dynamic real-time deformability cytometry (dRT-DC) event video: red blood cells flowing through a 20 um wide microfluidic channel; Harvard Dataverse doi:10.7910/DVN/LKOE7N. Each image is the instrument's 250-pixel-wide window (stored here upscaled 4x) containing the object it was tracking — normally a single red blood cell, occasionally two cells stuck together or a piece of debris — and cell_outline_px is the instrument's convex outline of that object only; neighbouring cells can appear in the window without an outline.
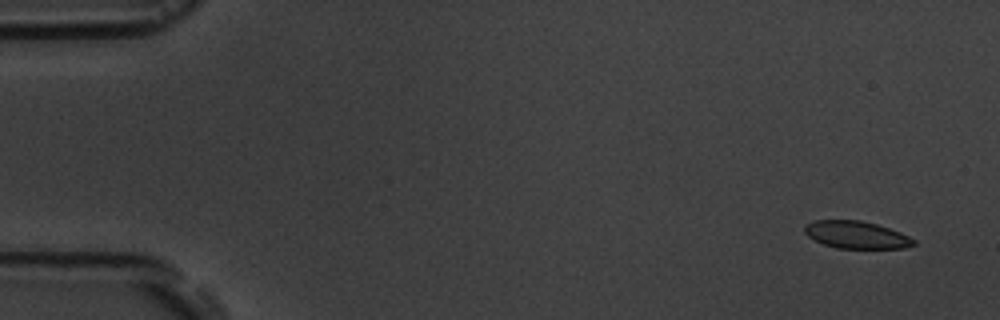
{"species": "common noctule bat (a hibernating species)", "species_latin": "Nyctalus noctula", "temperature_condition": "room temperature", "stored_images_in_passage": 6, "camera_frame_rate_fps": 3000, "um_per_image_px": 0.085, "animal": {"sex": "male", "body_mass_g": 19.5, "forearm_length_mm": 54.6}, "frame": {"image": 1, "passage_image": 1, "time_ms": 0.0, "image_size_px": [1000, 320], "cell_outline_px": [[916, 244], [904, 248], [836, 248], [824, 244], [808, 236], [804, 232], [804, 224], [812, 220], [860, 220], [876, 224], [900, 232], [916, 240]], "centroid_in_image_um": [72.77, 19.95], "position_along_channel_um": 12.2, "area_um2": 17.4}}
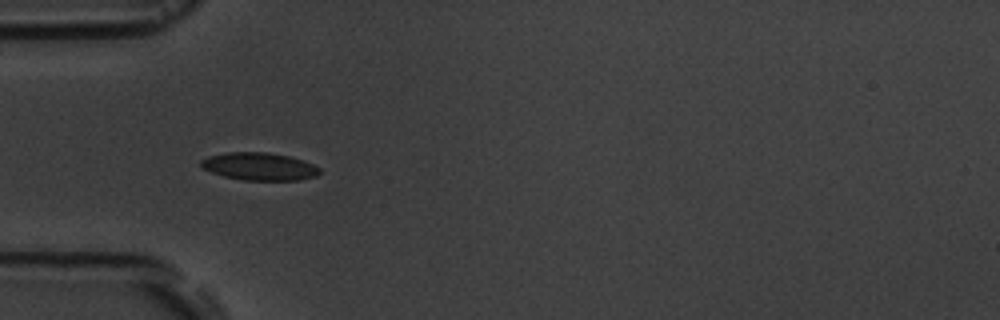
{"frame": {"image": 2, "passage_image": 5, "time_ms": 4.667, "image_size_px": [1000, 320], "cell_outline_px": [[320, 172], [316, 176], [300, 180], [244, 180], [224, 176], [200, 168], [200, 160], [208, 156], [228, 152], [268, 152], [288, 156], [304, 160], [320, 168]], "centroid_in_image_um": [22.03, 14.14], "position_along_channel_um": 63.0, "area_um2": 19.19}}
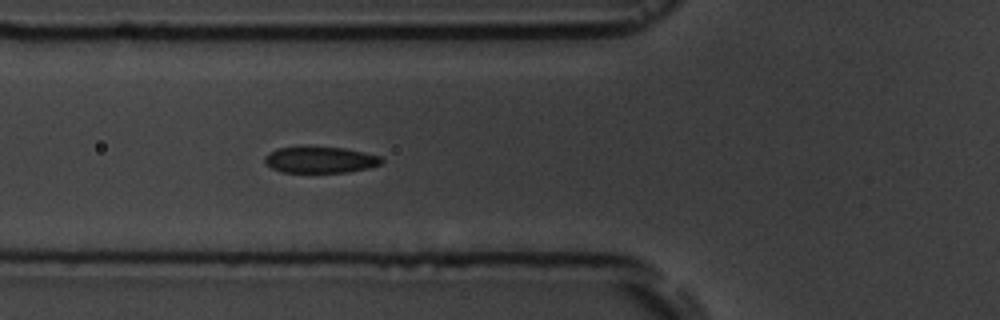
{"frame": {"image": 3, "passage_image": 6, "time_ms": 5.667, "image_size_px": [1000, 320], "cell_outline_px": [[384, 160], [380, 164], [368, 168], [348, 172], [280, 172], [264, 164], [264, 156], [268, 152], [276, 148], [304, 144], [344, 148], [364, 152], [380, 156]], "centroid_in_image_um": [27.14, 13.54], "position_along_channel_um": 98.7, "area_um2": 18.67}}